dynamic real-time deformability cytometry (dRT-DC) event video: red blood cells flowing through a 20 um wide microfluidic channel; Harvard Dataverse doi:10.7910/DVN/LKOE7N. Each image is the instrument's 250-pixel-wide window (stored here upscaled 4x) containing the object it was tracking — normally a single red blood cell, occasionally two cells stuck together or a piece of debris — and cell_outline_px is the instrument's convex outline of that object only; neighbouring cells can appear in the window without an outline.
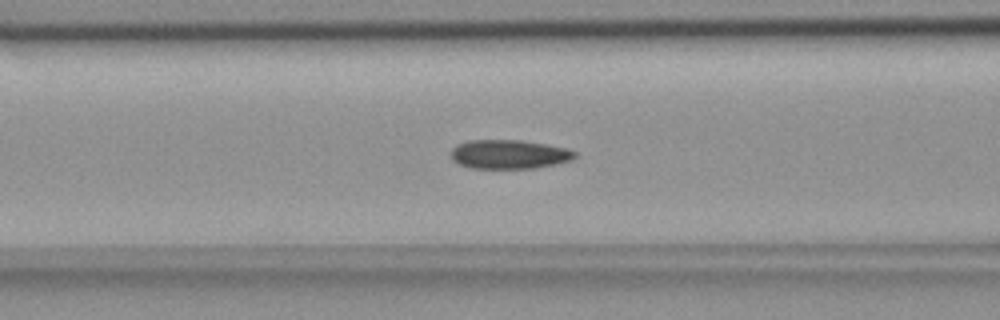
{"species": "common noctule bat (a hibernating species)", "species_latin": "Nyctalus noctula", "temperature_condition": "room temperature", "stored_images_in_passage": 55, "camera_frame_rate_fps": 3000, "um_per_image_px": 0.085, "animal": {"sex": "female", "body_mass_g": 18.4}, "frame": {"image": 1, "passage_image": 22, "time_ms": 7.0, "image_size_px": [1000, 320], "cell_outline_px": [[576, 156], [572, 160], [556, 164], [536, 168], [472, 168], [460, 164], [452, 160], [452, 148], [456, 144], [468, 140], [520, 140], [544, 144], [564, 148], [576, 152]], "centroid_in_image_um": [43.26, 13.11], "position_along_channel_um": 123.3, "area_um2": 20.87}}
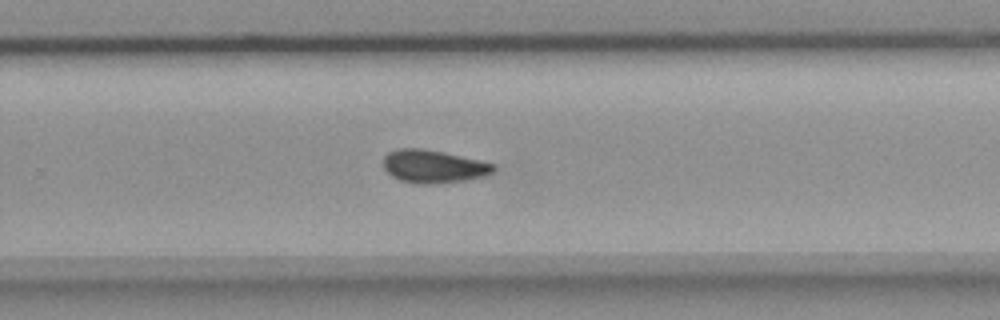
{"frame": {"image": 2, "passage_image": 36, "time_ms": 11.667, "image_size_px": [1000, 320], "cell_outline_px": [[496, 168], [492, 172], [484, 176], [464, 180], [428, 184], [416, 184], [400, 180], [392, 176], [384, 168], [384, 156], [388, 152], [396, 148], [420, 148], [444, 152], [480, 160], [496, 164]], "centroid_in_image_um": [36.84, 14.13], "position_along_channel_um": 293.0, "area_um2": 21.15}}
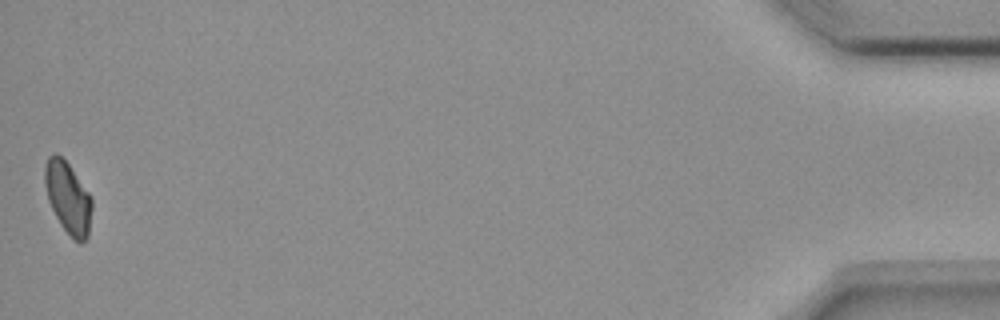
{"frame": {"image": 3, "passage_image": 55, "time_ms": 18.0, "image_size_px": [1000, 320], "cell_outline_px": [[92, 208], [88, 236], [80, 244], [72, 240], [60, 224], [48, 200], [44, 180], [44, 164], [48, 156], [52, 152], [56, 152], [68, 164], [92, 196]], "centroid_in_image_um": [5.78, 16.81], "position_along_channel_um": 429.4, "area_um2": 19.88}, "authors_computed_cell_mechanics": {"area_um2": 20.4612, "velocity_mm_per_s": 3.6464, "shape_relaxation_time_tau1_ms": 6.4095, "shape_relaxation_time_tau2_ms": 4.8063, "deformation_change_tau1": 0.1215, "deformation_change_tau2": 0.0651}}